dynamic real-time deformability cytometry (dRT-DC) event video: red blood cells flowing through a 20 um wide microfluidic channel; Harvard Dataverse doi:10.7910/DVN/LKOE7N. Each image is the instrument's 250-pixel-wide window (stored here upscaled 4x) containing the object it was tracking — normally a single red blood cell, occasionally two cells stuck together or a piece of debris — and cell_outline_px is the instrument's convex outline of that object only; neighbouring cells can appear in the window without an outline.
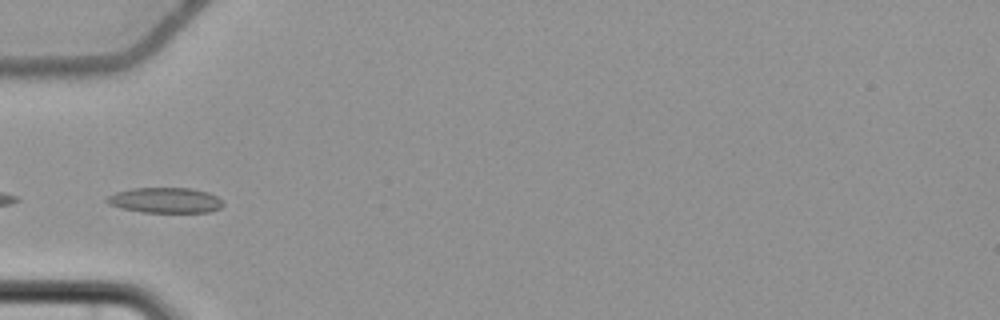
{"species": "common noctule bat (a hibernating species)", "species_latin": "Nyctalus noctula", "temperature_condition": "cold", "stored_images_in_passage": 6, "camera_frame_rate_fps": 3000, "um_per_image_px": 0.085, "animal": {"sex": "female", "body_mass_g": 22.7, "forearm_length_mm": 54.2}, "frame": {"image": 1, "passage_image": 4, "time_ms": 4.667, "image_size_px": [1000, 320], "cell_outline_px": [[224, 204], [220, 208], [208, 212], [140, 212], [120, 208], [108, 204], [104, 200], [108, 196], [116, 192], [132, 188], [192, 188], [208, 192], [216, 196]], "centroid_in_image_um": [14.01, 17.02], "position_along_channel_um": 71.0, "area_um2": 17.22}}
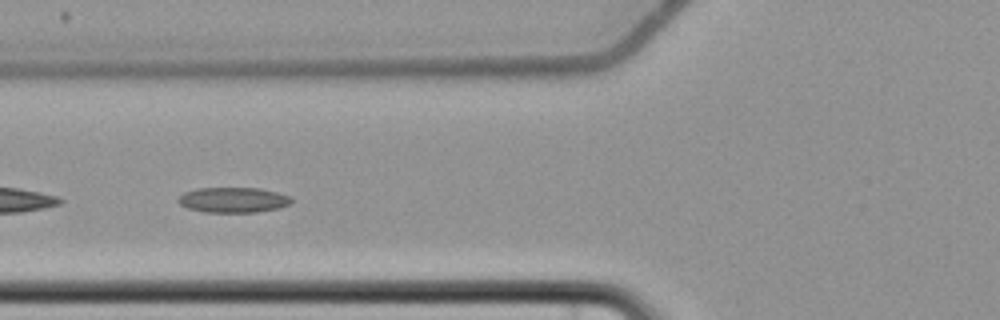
{"frame": {"image": 2, "passage_image": 5, "time_ms": 5.667, "image_size_px": [1000, 320], "cell_outline_px": [[292, 204], [280, 208], [256, 212], [204, 212], [188, 208], [180, 204], [176, 200], [184, 192], [196, 188], [260, 188], [292, 196]], "centroid_in_image_um": [19.85, 16.99], "position_along_channel_um": 106.0, "area_um2": 16.82}}
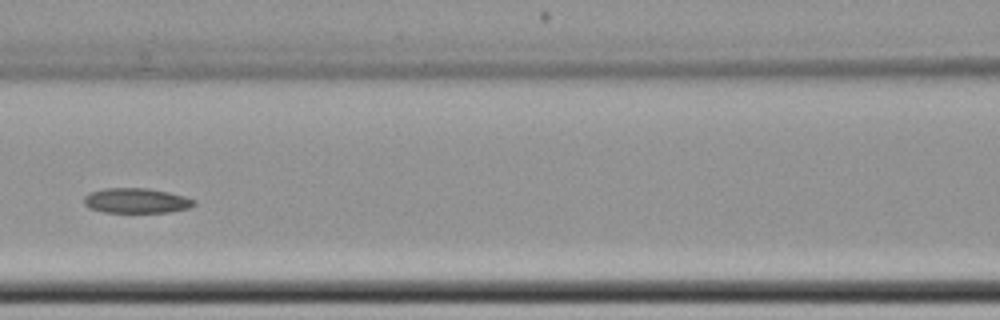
{"frame": {"image": 3, "passage_image": 6, "time_ms": 7.0, "image_size_px": [1000, 320], "cell_outline_px": [[196, 204], [188, 208], [168, 212], [104, 212], [88, 208], [84, 204], [84, 196], [92, 192], [104, 188], [148, 188], [168, 192], [184, 196], [196, 200]], "centroid_in_image_um": [11.58, 17.05], "position_along_channel_um": 155.0, "area_um2": 16.01}}